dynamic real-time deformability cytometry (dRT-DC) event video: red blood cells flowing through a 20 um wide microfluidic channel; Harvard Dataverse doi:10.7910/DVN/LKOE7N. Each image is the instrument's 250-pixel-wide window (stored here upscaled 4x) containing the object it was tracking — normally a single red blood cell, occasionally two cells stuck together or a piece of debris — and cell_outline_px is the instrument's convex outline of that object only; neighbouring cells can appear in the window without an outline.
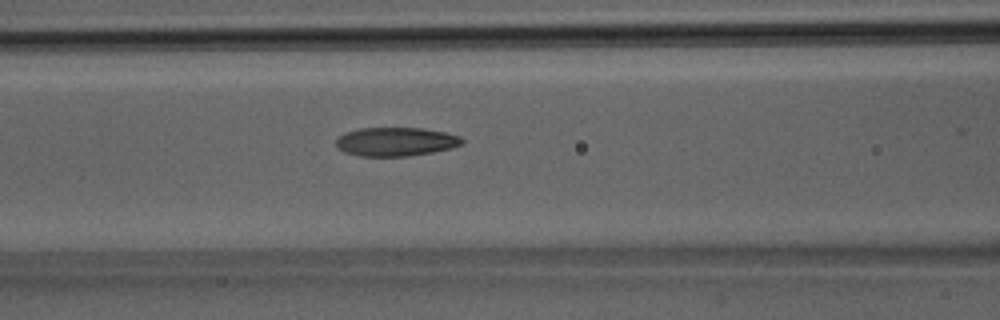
{"species": "Egyptian fruit bat (a non-hibernating species)", "species_latin": "Rousettus aegyptiacus", "temperature_condition": "room temperature", "stored_images_in_passage": 17, "camera_frame_rate_fps": 3000, "um_per_image_px": 0.085, "animal": {"sex": "male"}, "frame": {"image": 1, "passage_image": 16, "time_ms": 5.0, "image_size_px": [1000, 320], "cell_outline_px": [[464, 140], [460, 144], [452, 148], [432, 152], [408, 156], [360, 156], [344, 152], [336, 144], [336, 140], [340, 136], [348, 132], [360, 128], [420, 128], [444, 132], [460, 136]], "centroid_in_image_um": [33.65, 12.05], "position_along_channel_um": 132.9, "area_um2": 20.87}}